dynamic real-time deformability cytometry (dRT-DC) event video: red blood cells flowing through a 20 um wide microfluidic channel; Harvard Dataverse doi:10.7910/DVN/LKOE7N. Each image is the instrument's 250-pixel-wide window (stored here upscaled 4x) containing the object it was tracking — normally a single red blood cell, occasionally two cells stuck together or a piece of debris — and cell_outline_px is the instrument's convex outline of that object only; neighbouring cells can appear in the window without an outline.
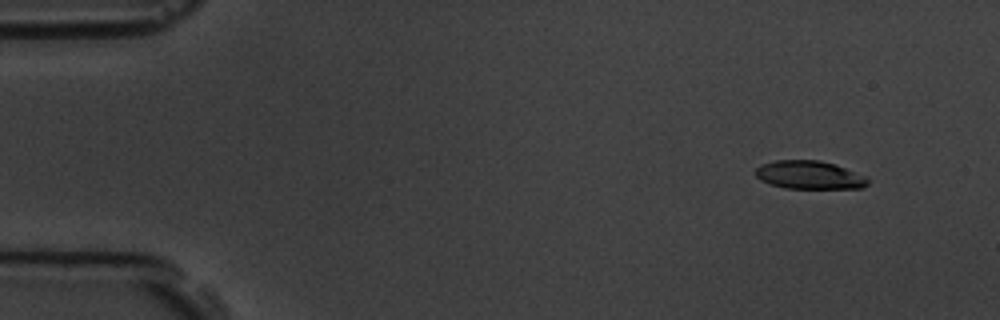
{"species": "common noctule bat (a hibernating species)", "species_latin": "Nyctalus noctula", "temperature_condition": "room temperature", "stored_images_in_passage": 6, "camera_frame_rate_fps": 3000, "um_per_image_px": 0.085, "animal": {"sex": "male", "body_mass_g": 19.5, "forearm_length_mm": 54.6}, "frame": {"image": 1, "passage_image": 2, "time_ms": 1.0, "image_size_px": [1000, 320], "cell_outline_px": [[868, 184], [864, 188], [784, 188], [760, 180], [756, 176], [756, 168], [764, 164], [776, 160], [820, 160], [836, 164], [868, 176]], "centroid_in_image_um": [68.86, 14.87], "position_along_channel_um": 16.1, "area_um2": 18.55}}
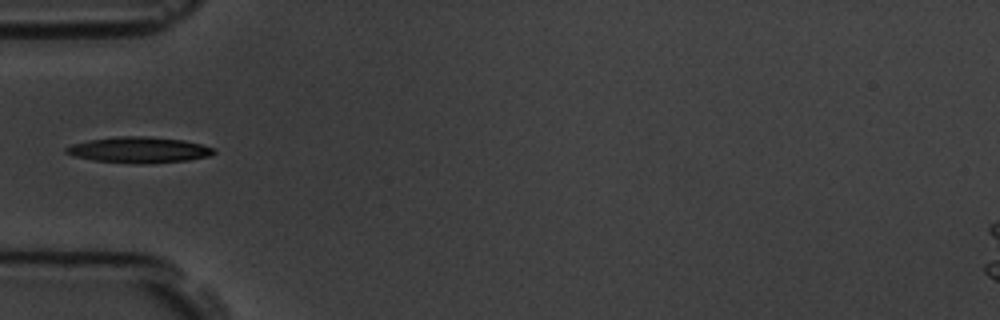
{"frame": {"image": 2, "passage_image": 5, "time_ms": 5.333, "image_size_px": [1000, 320], "cell_outline_px": [[216, 152], [208, 156], [188, 160], [148, 164], [136, 164], [92, 160], [72, 156], [64, 152], [64, 148], [72, 144], [88, 140], [116, 136], [144, 136], [184, 140], [216, 148]], "centroid_in_image_um": [11.78, 12.74], "position_along_channel_um": 73.2, "area_um2": 22.54}}
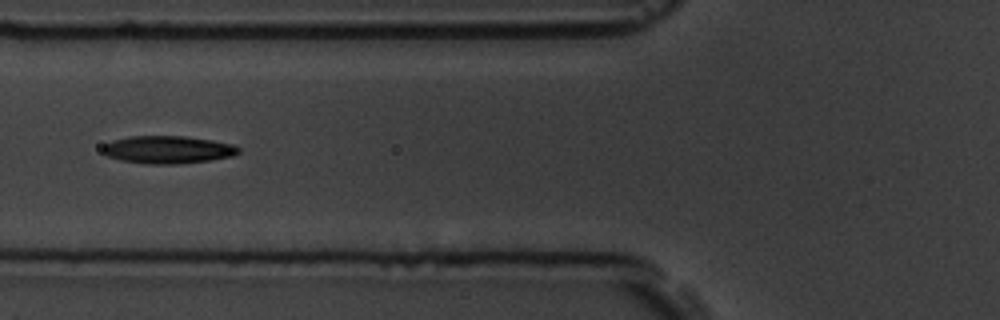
{"frame": {"image": 3, "passage_image": 6, "time_ms": 6.333, "image_size_px": [1000, 320], "cell_outline_px": [[240, 152], [232, 156], [212, 160], [180, 164], [148, 164], [120, 160], [108, 156], [100, 148], [104, 144], [112, 140], [128, 136], [184, 136], [212, 140], [232, 144], [240, 148]], "centroid_in_image_um": [14.25, 12.72], "position_along_channel_um": 111.5, "area_um2": 22.08}}